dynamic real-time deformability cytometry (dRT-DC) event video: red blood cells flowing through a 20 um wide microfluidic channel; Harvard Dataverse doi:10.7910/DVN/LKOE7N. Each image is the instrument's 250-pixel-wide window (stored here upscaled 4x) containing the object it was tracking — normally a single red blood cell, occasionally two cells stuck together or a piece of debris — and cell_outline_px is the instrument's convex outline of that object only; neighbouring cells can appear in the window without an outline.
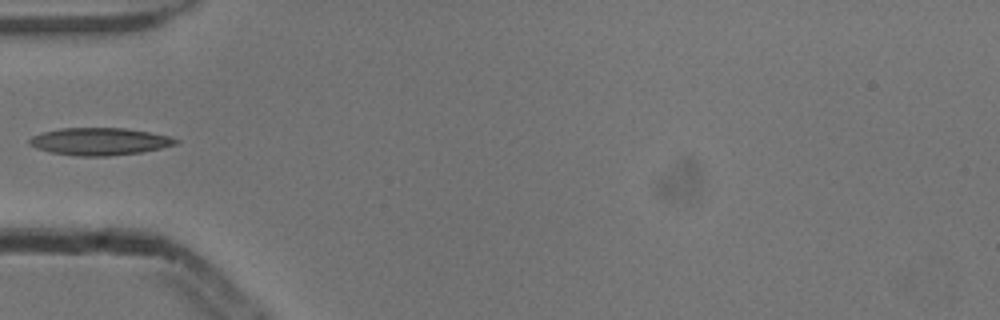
{"species": "common noctule bat (a hibernating species)", "species_latin": "Nyctalus noctula", "temperature_condition": "cold", "stored_images_in_passage": 36, "camera_frame_rate_fps": 3000, "um_per_image_px": 0.085, "animal": {"sex": "male", "body_mass_g": 13.3}, "frame": {"image": 1, "passage_image": 1, "time_ms": 0.0, "image_size_px": [1000, 320], "cell_outline_px": [[180, 140], [176, 144], [160, 148], [140, 152], [108, 156], [76, 156], [52, 152], [36, 148], [28, 144], [28, 140], [32, 136], [44, 132], [60, 128], [124, 128], [148, 132], [168, 136]], "centroid_in_image_um": [8.43, 12.02], "position_along_channel_um": 76.6, "area_um2": 23.12}}
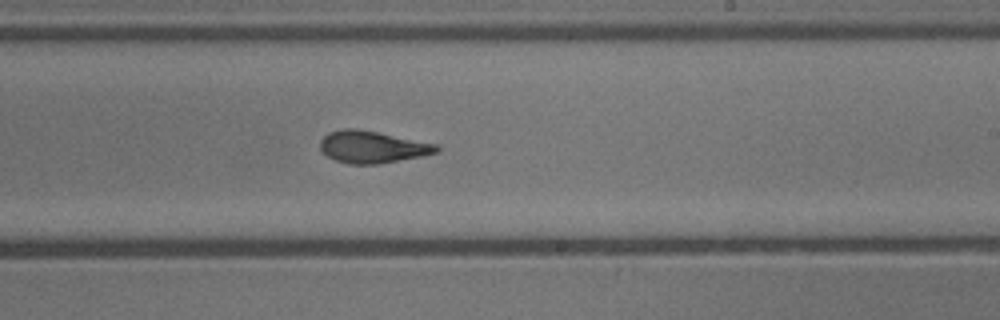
{"frame": {"image": 2, "passage_image": 15, "time_ms": 4.667, "image_size_px": [1000, 320], "cell_outline_px": [[440, 152], [420, 156], [376, 164], [348, 164], [336, 160], [328, 156], [320, 148], [320, 140], [328, 132], [344, 128], [356, 128], [440, 144]], "centroid_in_image_um": [31.67, 12.48], "position_along_channel_um": 257.3, "area_um2": 21.73}}
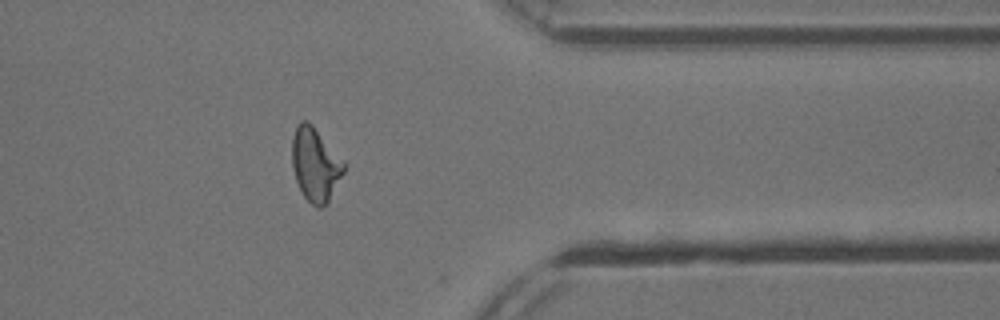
{"frame": {"image": 3, "passage_image": 26, "time_ms": 8.333, "image_size_px": [1000, 320], "cell_outline_px": [[348, 164], [328, 204], [320, 208], [316, 208], [304, 196], [296, 180], [292, 168], [292, 136], [296, 124], [300, 120], [308, 120], [312, 124]], "centroid_in_image_um": [26.82, 13.96], "position_along_channel_um": 384.6, "area_um2": 22.72}}